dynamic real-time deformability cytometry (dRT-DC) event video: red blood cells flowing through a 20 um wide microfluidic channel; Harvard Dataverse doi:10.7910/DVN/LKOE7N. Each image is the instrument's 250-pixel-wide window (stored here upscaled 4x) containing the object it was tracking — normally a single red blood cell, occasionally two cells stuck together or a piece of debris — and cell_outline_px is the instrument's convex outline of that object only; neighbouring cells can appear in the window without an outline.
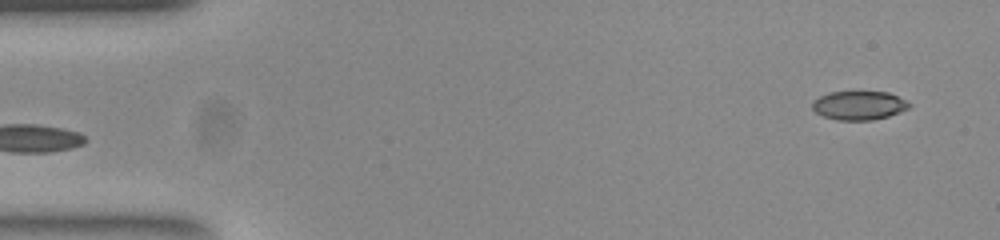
{"species": "common noctule bat (a hibernating species)", "species_latin": "Nyctalus noctula", "temperature_condition": "room temperature", "stored_images_in_passage": 50, "camera_frame_rate_fps": 3000, "um_per_image_px": 0.085, "animal": {"sex": "female", "body_mass_g": 23.0, "forearm_length_mm": 53.4}, "frame": {"image": 1, "passage_image": 1, "time_ms": 0.0, "image_size_px": [1000, 240], "cell_outline_px": [[912, 104], [908, 108], [900, 112], [888, 116], [872, 120], [836, 120], [824, 116], [816, 112], [812, 108], [812, 100], [828, 92], [888, 92]], "centroid_in_image_um": [72.99, 8.96], "position_along_channel_um": 12.0, "area_um2": 16.18}}
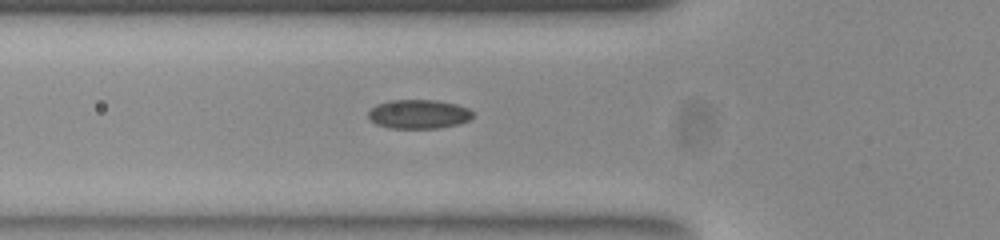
{"frame": {"image": 2, "passage_image": 16, "time_ms": 5.0, "image_size_px": [1000, 240], "cell_outline_px": [[472, 116], [468, 120], [456, 124], [440, 128], [388, 128], [376, 124], [368, 116], [368, 112], [376, 104], [388, 100], [436, 100], [456, 104], [468, 108], [472, 112]], "centroid_in_image_um": [35.56, 9.69], "position_along_channel_um": 90.2, "area_um2": 17.63}}
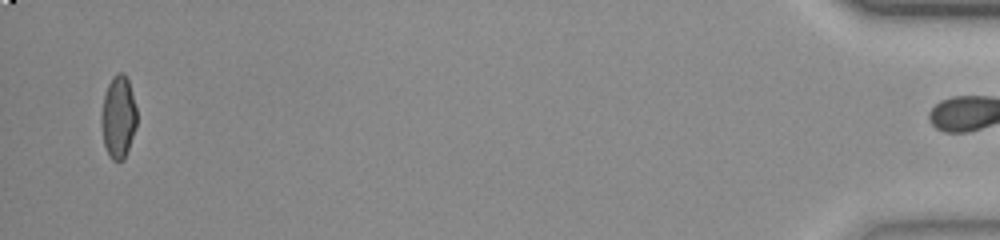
{"frame": {"image": 3, "passage_image": 49, "time_ms": 16.0, "image_size_px": [1000, 240], "cell_outline_px": [[136, 128], [124, 160], [112, 160], [108, 156], [104, 144], [100, 124], [100, 116], [104, 96], [108, 84], [112, 76], [116, 72], [124, 72], [128, 80], [136, 108]], "centroid_in_image_um": [10.04, 9.95], "position_along_channel_um": 425.2, "area_um2": 17.22}, "authors_computed_cell_mechanics": {"area_um2": 17.2244, "velocity_mm_per_s": 3.8835, "shape_relaxation_time_tau1_ms": 10.3692, "shape_relaxation_time_tau2_ms": 1.4237, "deformation_change_tau1": 0.2303, "deformation_change_tau2": 0.0619}}